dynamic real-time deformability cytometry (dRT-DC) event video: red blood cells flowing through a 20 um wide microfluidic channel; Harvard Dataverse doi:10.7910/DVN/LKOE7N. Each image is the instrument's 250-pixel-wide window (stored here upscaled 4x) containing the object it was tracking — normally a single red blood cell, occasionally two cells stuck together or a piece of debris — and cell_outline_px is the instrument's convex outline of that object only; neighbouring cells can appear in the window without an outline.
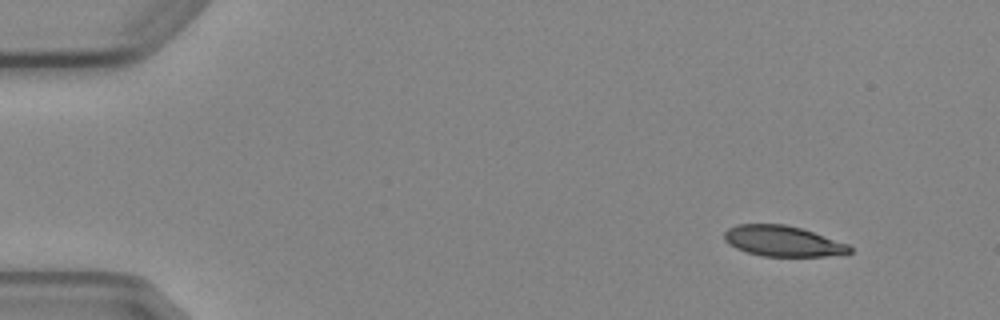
{"species": "Egyptian fruit bat (a non-hibernating species)", "species_latin": "Rousettus aegyptiacus", "temperature_condition": "cold", "stored_images_in_passage": 3, "camera_frame_rate_fps": 3000, "um_per_image_px": 0.085, "animal": {"sex": "female"}, "frame": {"image": 1, "passage_image": 1, "time_ms": 0.0, "image_size_px": [1000, 320], "cell_outline_px": [[852, 252], [824, 256], [764, 256], [748, 252], [736, 248], [728, 244], [724, 240], [724, 232], [728, 228], [736, 224], [784, 224], [800, 228], [848, 244], [852, 248]], "centroid_in_image_um": [66.49, 20.49], "position_along_channel_um": 18.5, "area_um2": 22.14}}
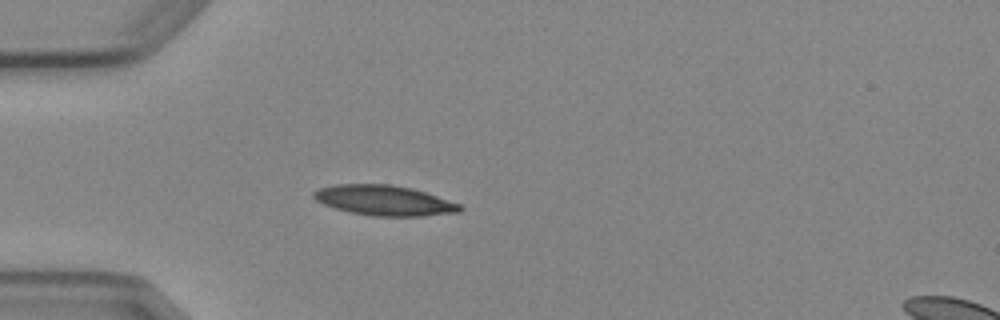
{"frame": {"image": 2, "passage_image": 3, "time_ms": 3.333, "image_size_px": [1000, 320], "cell_outline_px": [[464, 208], [460, 212], [424, 216], [372, 216], [348, 212], [324, 204], [316, 200], [312, 196], [312, 192], [320, 188], [336, 184], [388, 184], [412, 188], [460, 204]], "centroid_in_image_um": [32.65, 17.04], "position_along_channel_um": 52.3, "area_um2": 25.66}}